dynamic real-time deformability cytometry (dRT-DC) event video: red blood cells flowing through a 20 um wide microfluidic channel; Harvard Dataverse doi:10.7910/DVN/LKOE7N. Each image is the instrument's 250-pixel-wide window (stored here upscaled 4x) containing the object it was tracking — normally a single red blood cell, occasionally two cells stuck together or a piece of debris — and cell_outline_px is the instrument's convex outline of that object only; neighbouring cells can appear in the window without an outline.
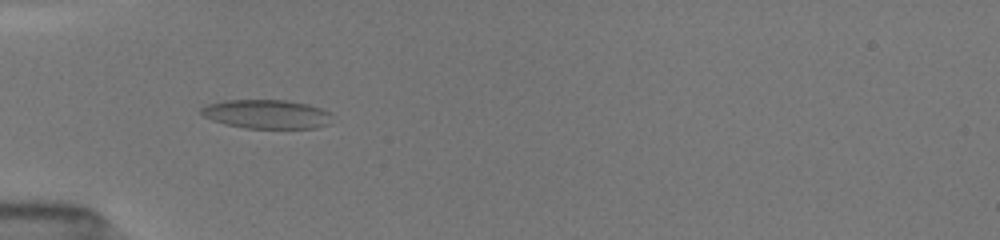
{"species": "common noctule bat (a hibernating species)", "species_latin": "Nyctalus noctula", "temperature_condition": "room temperature", "stored_images_in_passage": 15, "camera_frame_rate_fps": 3000, "um_per_image_px": 0.085, "animal": {"sex": "female", "body_mass_g": 19.5, "forearm_length_mm": 54.1}, "frame": {"image": 1, "passage_image": 3, "time_ms": 0.667, "image_size_px": [1000, 240], "cell_outline_px": [[328, 124], [316, 128], [244, 128], [224, 124], [212, 120], [204, 116], [200, 112], [200, 108], [208, 104], [224, 100], [284, 100], [308, 104], [320, 108], [328, 112]], "centroid_in_image_um": [22.6, 9.7], "position_along_channel_um": 62.4, "area_um2": 21.91}}
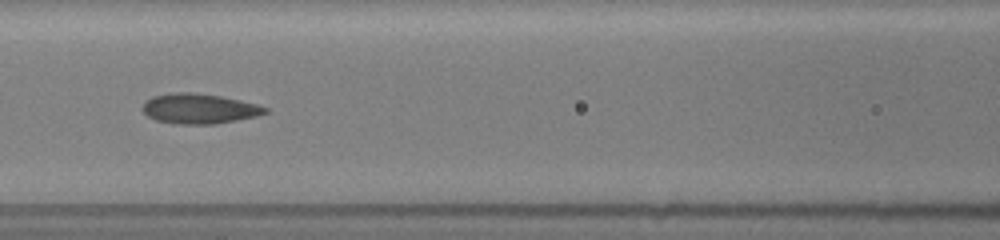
{"frame": {"image": 2, "passage_image": 10, "time_ms": 3.0, "image_size_px": [1000, 240], "cell_outline_px": [[268, 112], [256, 116], [216, 124], [172, 124], [156, 120], [148, 116], [140, 108], [144, 100], [152, 96], [172, 92], [192, 92], [220, 96], [240, 100], [256, 104], [268, 108]], "centroid_in_image_um": [16.87, 9.23], "position_along_channel_um": 149.7, "area_um2": 21.68}}
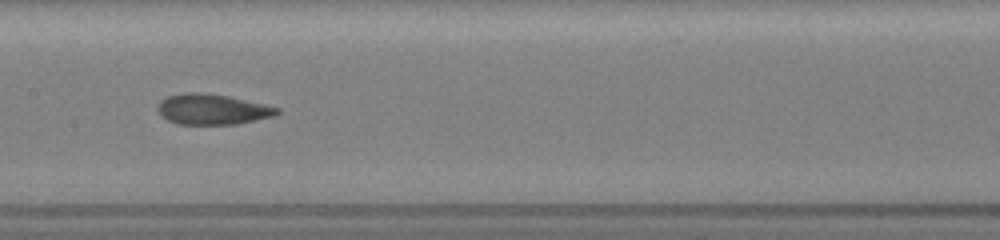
{"frame": {"image": 3, "passage_image": 13, "time_ms": 4.0, "image_size_px": [1000, 240], "cell_outline_px": [[280, 112], [276, 116], [236, 124], [176, 124], [168, 120], [156, 108], [160, 100], [168, 96], [184, 92], [200, 92], [228, 96], [264, 104], [280, 108]], "centroid_in_image_um": [18.06, 9.29], "position_along_channel_um": 189.3, "area_um2": 21.21}}